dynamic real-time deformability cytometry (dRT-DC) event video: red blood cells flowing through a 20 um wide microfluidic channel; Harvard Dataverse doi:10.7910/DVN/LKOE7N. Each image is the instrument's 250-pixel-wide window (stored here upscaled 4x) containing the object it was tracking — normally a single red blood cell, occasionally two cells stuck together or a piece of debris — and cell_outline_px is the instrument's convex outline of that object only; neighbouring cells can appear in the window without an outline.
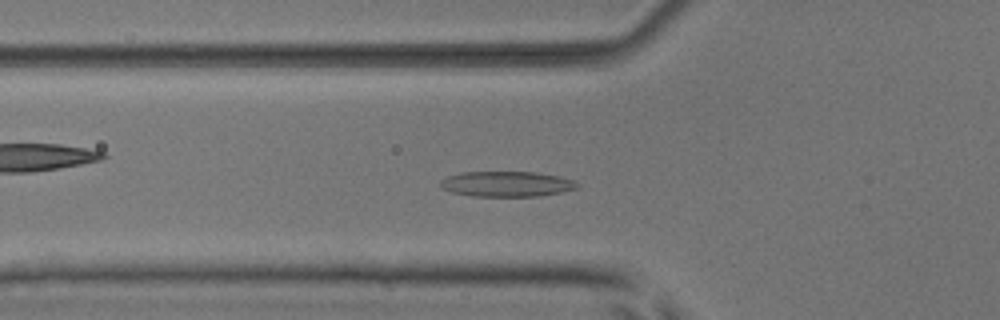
{"species": "common noctule bat (a hibernating species)", "species_latin": "Nyctalus noctula", "temperature_condition": "room temperature", "stored_images_in_passage": 42, "camera_frame_rate_fps": 3000, "um_per_image_px": 0.085, "animal": {"sex": "male", "body_mass_g": 17.9, "forearm_length_mm": 54.2}, "frame": {"image": 1, "passage_image": 8, "time_ms": 2.333, "image_size_px": [1000, 320], "cell_outline_px": [[580, 184], [576, 188], [560, 192], [540, 196], [472, 196], [452, 192], [440, 188], [440, 180], [448, 176], [460, 172], [536, 172], [560, 176], [572, 180]], "centroid_in_image_um": [43.04, 15.63], "position_along_channel_um": 82.8, "area_um2": 20.23}}
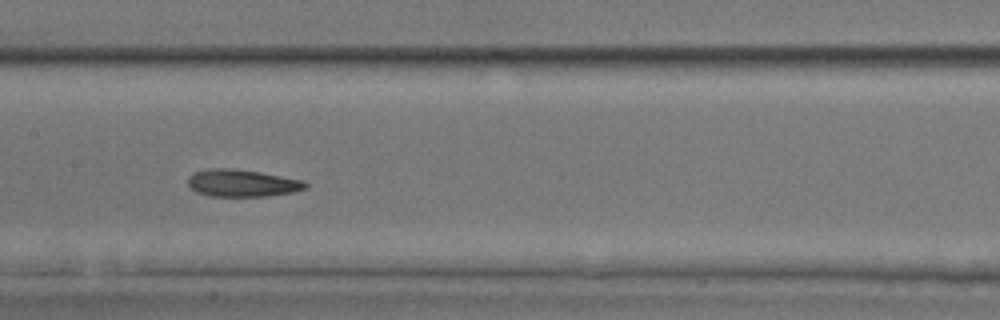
{"frame": {"image": 2, "passage_image": 16, "time_ms": 5.0, "image_size_px": [1000, 320], "cell_outline_px": [[308, 184], [304, 188], [292, 192], [268, 196], [212, 196], [196, 192], [188, 184], [188, 176], [196, 172], [208, 168], [232, 168], [260, 172], [304, 180]], "centroid_in_image_um": [20.57, 15.55], "position_along_channel_um": 186.8, "area_um2": 18.55}}
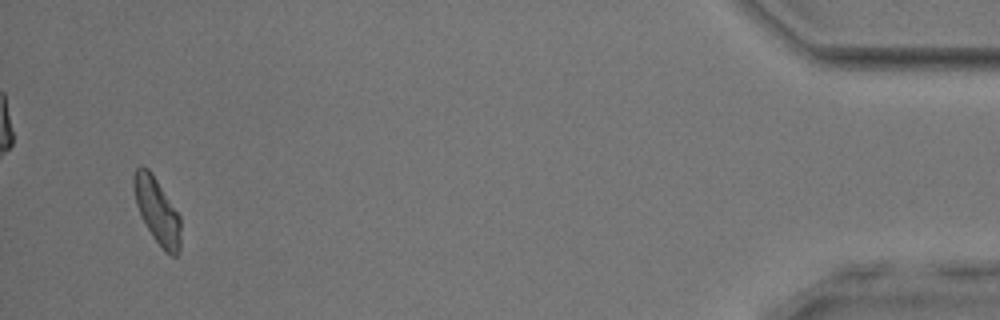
{"frame": {"image": 3, "passage_image": 40, "time_ms": 13.0, "image_size_px": [1000, 320], "cell_outline_px": [[180, 252], [176, 256], [172, 256], [164, 252], [152, 236], [136, 204], [132, 184], [132, 176], [136, 168], [140, 164], [148, 168], [152, 172], [180, 216]], "centroid_in_image_um": [13.35, 17.9], "position_along_channel_um": 421.9, "area_um2": 18.09}, "authors_computed_cell_mechanics": {"area_um2": 18.3515, "velocity_mm_per_s": 3.9019, "shape_relaxation_time_tau1_ms": 6.8518, "shape_relaxation_time_tau2_ms": 3.6749, "deformation_change_tau1": 0.1675, "deformation_change_tau2": 0.1248}}